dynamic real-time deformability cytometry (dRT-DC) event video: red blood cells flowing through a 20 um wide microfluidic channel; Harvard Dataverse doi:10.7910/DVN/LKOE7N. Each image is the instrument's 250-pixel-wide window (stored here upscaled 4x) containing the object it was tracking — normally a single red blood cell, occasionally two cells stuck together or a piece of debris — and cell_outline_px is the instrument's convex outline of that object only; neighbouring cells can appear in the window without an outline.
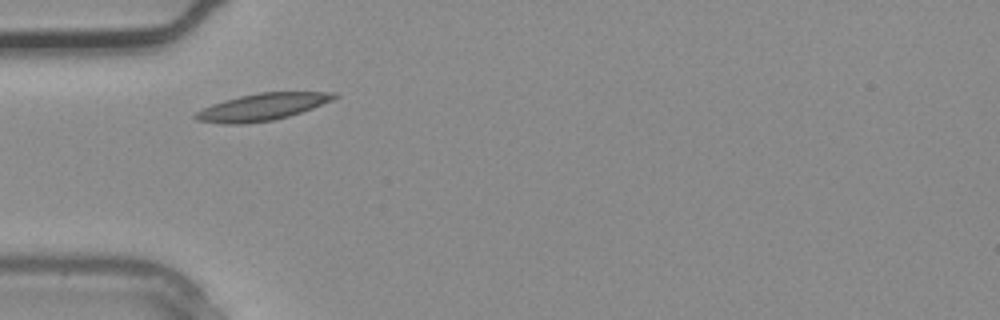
{"species": "common noctule bat (a hibernating species)", "species_latin": "Nyctalus noctula", "temperature_condition": "warm", "stored_images_in_passage": 2, "camera_frame_rate_fps": 3000, "um_per_image_px": 0.085, "animal": {"sex": "male", "body_mass_g": 20.4}, "frame": {"image": 1, "passage_image": 1, "time_ms": 0.0, "image_size_px": [1000, 320], "cell_outline_px": [[340, 96], [332, 100], [312, 108], [288, 116], [272, 120], [240, 124], [224, 124], [196, 120], [192, 116], [196, 112], [212, 104], [224, 100], [240, 96], [260, 92], [336, 92]], "centroid_in_image_um": [22.28, 9.08], "position_along_channel_um": 62.7, "area_um2": 21.62}}